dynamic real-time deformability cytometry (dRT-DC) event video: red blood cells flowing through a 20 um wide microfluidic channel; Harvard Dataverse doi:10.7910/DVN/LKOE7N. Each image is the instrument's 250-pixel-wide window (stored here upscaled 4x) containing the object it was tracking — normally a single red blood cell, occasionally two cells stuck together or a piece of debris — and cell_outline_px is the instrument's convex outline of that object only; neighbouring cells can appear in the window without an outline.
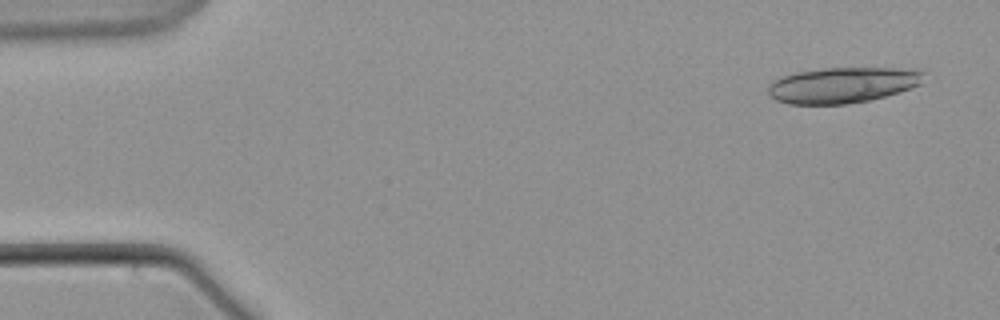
{"species": "common noctule bat (a hibernating species)", "species_latin": "Nyctalus noctula", "temperature_condition": "warm", "stored_images_in_passage": 23, "camera_frame_rate_fps": 3000, "um_per_image_px": 0.085, "animal": {"sex": "male", "body_mass_g": 21.5, "forearm_length_mm": 52.0}, "frame": {"image": 1, "passage_image": 3, "time_ms": 0.667, "image_size_px": [1000, 320], "cell_outline_px": [[924, 72], [920, 84], [884, 96], [868, 100], [844, 104], [788, 104], [776, 100], [768, 92], [768, 84], [772, 80], [796, 72], [824, 68], [920, 68]], "centroid_in_image_um": [71.6, 7.21], "position_along_channel_um": 13.4, "area_um2": 32.25}}